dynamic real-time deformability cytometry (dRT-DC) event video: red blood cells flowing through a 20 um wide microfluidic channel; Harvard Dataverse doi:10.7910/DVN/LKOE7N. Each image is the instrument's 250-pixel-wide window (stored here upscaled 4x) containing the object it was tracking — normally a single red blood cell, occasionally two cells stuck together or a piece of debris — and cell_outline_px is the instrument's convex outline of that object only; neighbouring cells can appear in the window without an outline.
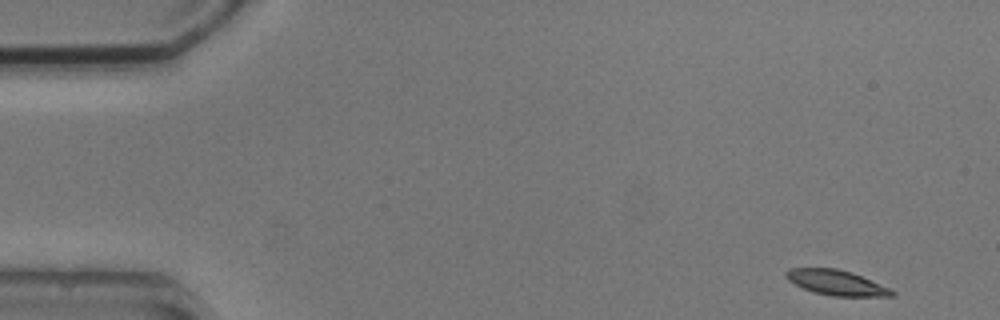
{"species": "common noctule bat (a hibernating species)", "species_latin": "Nyctalus noctula", "temperature_condition": "cold", "stored_images_in_passage": 5, "camera_frame_rate_fps": 3000, "um_per_image_px": 0.085, "animal": {"sex": "male", "body_mass_g": 20.5, "forearm_length_mm": 52.5}, "frame": {"image": 1, "passage_image": 1, "time_ms": 0.0, "image_size_px": [1000, 320], "cell_outline_px": [[896, 296], [832, 296], [816, 292], [804, 288], [788, 280], [784, 276], [784, 272], [788, 268], [836, 268], [852, 272], [888, 288], [896, 292]], "centroid_in_image_um": [71.07, 24.01], "position_along_channel_um": 13.9, "area_um2": 15.32}}
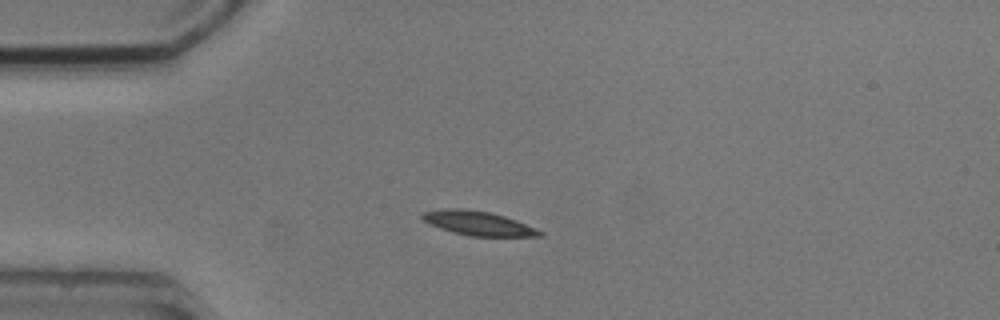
{"frame": {"image": 2, "passage_image": 4, "time_ms": 3.333, "image_size_px": [1000, 320], "cell_outline_px": [[544, 236], [468, 236], [452, 232], [428, 224], [420, 216], [424, 212], [440, 208], [460, 208], [488, 212], [504, 216], [516, 220], [544, 232]], "centroid_in_image_um": [40.61, 18.98], "position_along_channel_um": 44.4, "area_um2": 16.53}}